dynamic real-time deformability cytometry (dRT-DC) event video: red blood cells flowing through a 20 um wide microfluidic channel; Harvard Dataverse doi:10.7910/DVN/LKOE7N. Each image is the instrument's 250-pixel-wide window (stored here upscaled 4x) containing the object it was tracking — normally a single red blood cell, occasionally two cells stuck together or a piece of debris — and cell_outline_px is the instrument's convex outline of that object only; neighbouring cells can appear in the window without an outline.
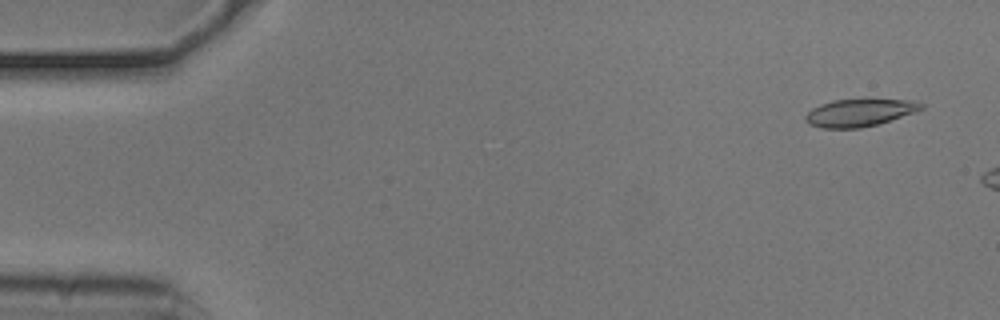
{"species": "common noctule bat (a hibernating species)", "species_latin": "Nyctalus noctula", "temperature_condition": "cold", "stored_images_in_passage": 8, "camera_frame_rate_fps": 3000, "um_per_image_px": 0.085, "animal": {"sex": "male", "body_mass_g": 20.5, "forearm_length_mm": 52.5}, "frame": {"image": 1, "passage_image": 3, "time_ms": 0.667, "image_size_px": [1000, 320], "cell_outline_px": [[924, 108], [916, 112], [876, 124], [860, 128], [820, 128], [808, 124], [804, 120], [804, 116], [812, 108], [820, 104], [832, 100], [916, 100], [924, 104]], "centroid_in_image_um": [73.03, 9.58], "position_along_channel_um": 12.0, "area_um2": 18.44}}